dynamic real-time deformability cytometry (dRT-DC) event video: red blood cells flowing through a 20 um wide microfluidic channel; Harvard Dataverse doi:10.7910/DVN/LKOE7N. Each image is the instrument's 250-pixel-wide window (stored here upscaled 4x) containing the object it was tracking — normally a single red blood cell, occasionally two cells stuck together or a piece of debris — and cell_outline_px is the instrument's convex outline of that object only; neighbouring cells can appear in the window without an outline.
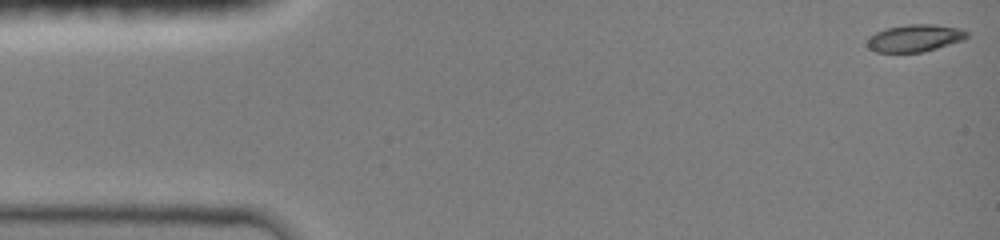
{"species": "common noctule bat (a hibernating species)", "species_latin": "Nyctalus noctula", "temperature_condition": "room temperature", "stored_images_in_passage": 3, "camera_frame_rate_fps": 3000, "um_per_image_px": 0.085, "animal": {"sex": "female", "body_mass_g": 19.0, "forearm_length_mm": 51.5}, "frame": {"image": 1, "passage_image": 1, "time_ms": 0.0, "image_size_px": [1000, 240], "cell_outline_px": [[968, 36], [964, 40], [924, 52], [876, 52], [868, 48], [868, 40], [876, 32], [884, 28], [908, 24], [932, 24], [960, 28], [968, 32]], "centroid_in_image_um": [77.79, 3.23], "position_along_channel_um": 7.2, "area_um2": 15.84}}